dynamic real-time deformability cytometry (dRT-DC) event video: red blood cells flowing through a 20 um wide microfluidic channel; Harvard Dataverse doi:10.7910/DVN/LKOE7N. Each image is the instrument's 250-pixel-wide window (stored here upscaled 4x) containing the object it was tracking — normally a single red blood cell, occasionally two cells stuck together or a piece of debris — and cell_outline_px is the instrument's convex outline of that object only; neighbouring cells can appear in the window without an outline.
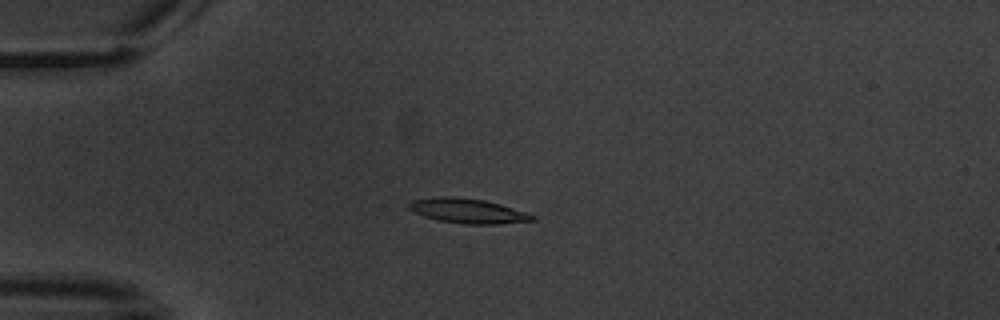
{"species": "common noctule bat (a hibernating species)", "species_latin": "Nyctalus noctula", "temperature_condition": "warm", "stored_images_in_passage": 7, "camera_frame_rate_fps": 3000, "um_per_image_px": 0.085, "animal": {"sex": "male", "body_mass_g": 20.1, "forearm_length_mm": 53.5}, "frame": {"image": 1, "passage_image": 4, "time_ms": 3.333, "image_size_px": [1000, 320], "cell_outline_px": [[536, 220], [496, 224], [464, 224], [440, 220], [424, 216], [408, 208], [408, 204], [412, 200], [436, 196], [456, 196], [484, 200], [500, 204], [536, 216]], "centroid_in_image_um": [39.75, 17.91], "position_along_channel_um": 45.3, "area_um2": 17.63}}
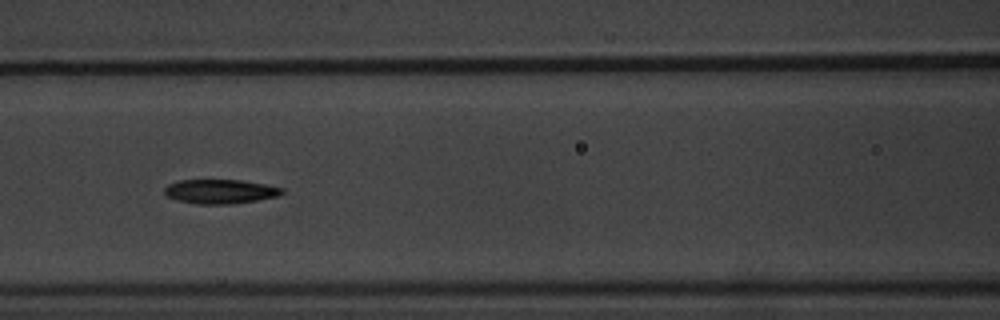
{"frame": {"image": 2, "passage_image": 7, "time_ms": 7.0, "image_size_px": [1000, 320], "cell_outline_px": [[284, 192], [276, 196], [256, 200], [232, 204], [196, 204], [176, 200], [168, 196], [164, 192], [164, 188], [168, 184], [180, 180], [240, 180], [264, 184], [284, 188]], "centroid_in_image_um": [18.69, 16.27], "position_along_channel_um": 147.9, "area_um2": 16.53}}